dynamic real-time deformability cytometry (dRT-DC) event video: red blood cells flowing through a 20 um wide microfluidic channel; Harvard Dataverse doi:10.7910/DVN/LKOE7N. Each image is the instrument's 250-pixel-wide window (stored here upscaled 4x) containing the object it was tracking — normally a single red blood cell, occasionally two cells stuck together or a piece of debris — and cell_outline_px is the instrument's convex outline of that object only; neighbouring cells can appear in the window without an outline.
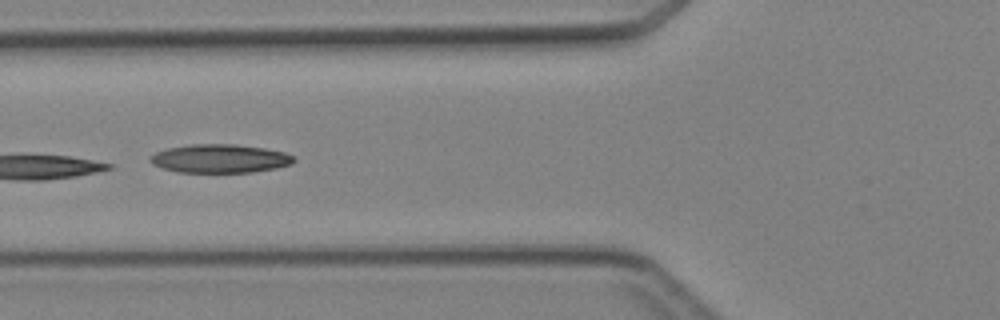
{"species": "Egyptian fruit bat (a non-hibernating species)", "species_latin": "Rousettus aegyptiacus", "temperature_condition": "cold", "stored_images_in_passage": 6, "camera_frame_rate_fps": 3000, "um_per_image_px": 0.085, "animal": {"sex": "female"}, "frame": {"image": 1, "passage_image": 5, "time_ms": 4.667, "image_size_px": [1000, 320], "cell_outline_px": [[296, 160], [292, 164], [276, 168], [252, 172], [176, 172], [152, 164], [148, 160], [156, 152], [164, 148], [188, 144], [236, 144], [264, 148], [284, 152], [292, 156]], "centroid_in_image_um": [18.67, 13.47], "position_along_channel_um": 107.1, "area_um2": 23.99}}
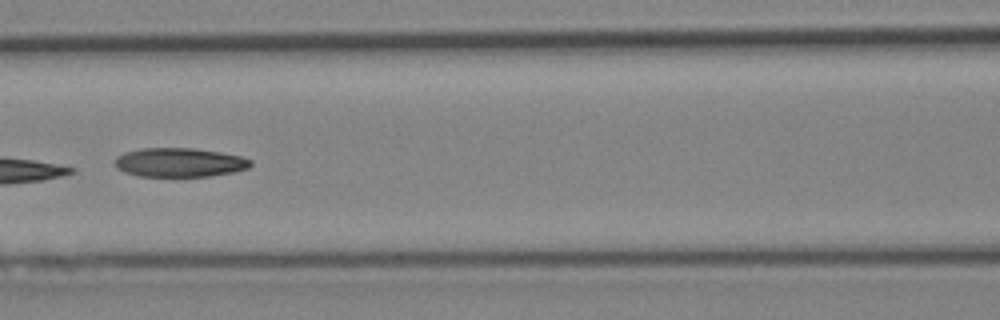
{"frame": {"image": 2, "passage_image": 6, "time_ms": 5.667, "image_size_px": [1000, 320], "cell_outline_px": [[252, 164], [248, 168], [232, 172], [212, 176], [136, 176], [124, 172], [116, 168], [116, 156], [124, 152], [140, 148], [192, 148], [220, 152], [240, 156], [252, 160]], "centroid_in_image_um": [15.24, 13.8], "position_along_channel_um": 151.4, "area_um2": 23.0}}